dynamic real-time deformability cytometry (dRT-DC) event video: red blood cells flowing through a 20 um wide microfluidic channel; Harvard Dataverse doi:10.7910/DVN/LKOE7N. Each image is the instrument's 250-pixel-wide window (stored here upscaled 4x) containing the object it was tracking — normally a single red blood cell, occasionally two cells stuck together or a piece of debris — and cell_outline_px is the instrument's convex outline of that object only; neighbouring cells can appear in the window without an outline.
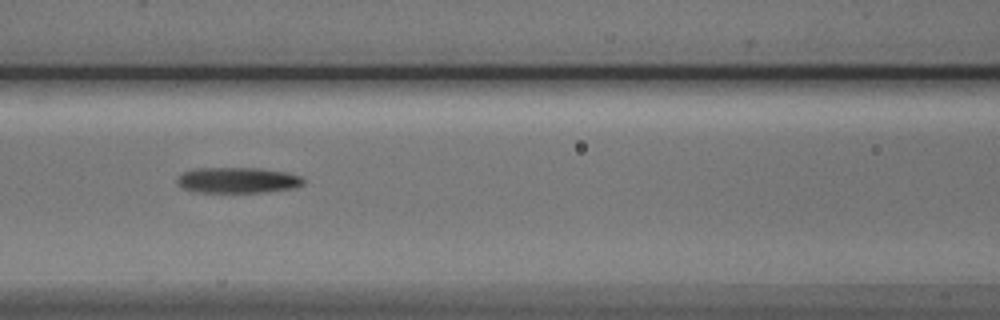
{"species": "Egyptian fruit bat (a non-hibernating species)", "species_latin": "Rousettus aegyptiacus", "temperature_condition": "cold", "stored_images_in_passage": 6, "camera_frame_rate_fps": 3000, "um_per_image_px": 0.085, "animal": {"sex": "male"}, "frame": {"image": 1, "passage_image": 4, "time_ms": 4.333, "image_size_px": [1000, 320], "cell_outline_px": [[304, 184], [296, 188], [268, 192], [192, 192], [176, 184], [176, 180], [184, 172], [200, 168], [260, 168], [288, 172], [300, 176], [304, 180]], "centroid_in_image_um": [20.24, 15.32], "position_along_channel_um": 146.4, "area_um2": 19.07}}
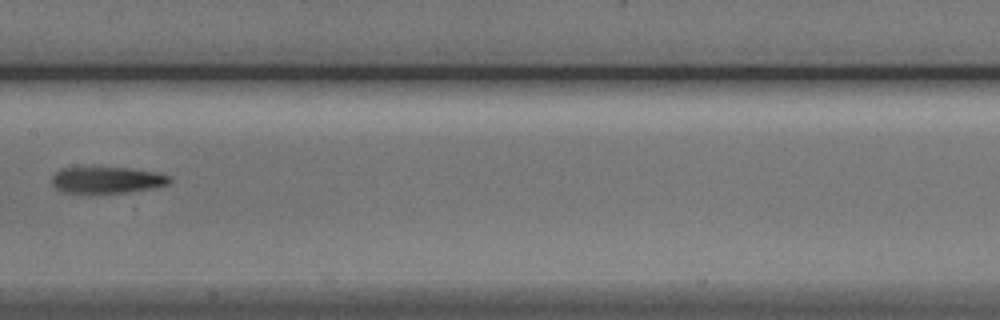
{"frame": {"image": 2, "passage_image": 5, "time_ms": 5.667, "image_size_px": [1000, 320], "cell_outline_px": [[172, 180], [168, 184], [156, 188], [128, 192], [64, 192], [56, 188], [52, 184], [52, 176], [56, 172], [64, 168], [128, 168], [156, 172], [168, 176]], "centroid_in_image_um": [9.13, 15.3], "position_along_channel_um": 198.3, "area_um2": 17.8}}
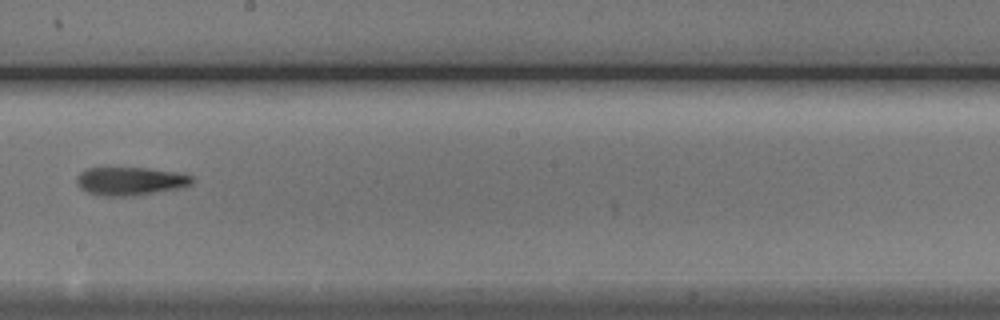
{"frame": {"image": 3, "passage_image": 6, "time_ms": 6.667, "image_size_px": [1000, 320], "cell_outline_px": [[192, 184], [176, 188], [132, 196], [104, 196], [88, 192], [80, 188], [76, 184], [76, 176], [80, 172], [88, 168], [148, 168], [172, 172], [192, 176]], "centroid_in_image_um": [10.99, 15.39], "position_along_channel_um": 237.2, "area_um2": 18.67}}